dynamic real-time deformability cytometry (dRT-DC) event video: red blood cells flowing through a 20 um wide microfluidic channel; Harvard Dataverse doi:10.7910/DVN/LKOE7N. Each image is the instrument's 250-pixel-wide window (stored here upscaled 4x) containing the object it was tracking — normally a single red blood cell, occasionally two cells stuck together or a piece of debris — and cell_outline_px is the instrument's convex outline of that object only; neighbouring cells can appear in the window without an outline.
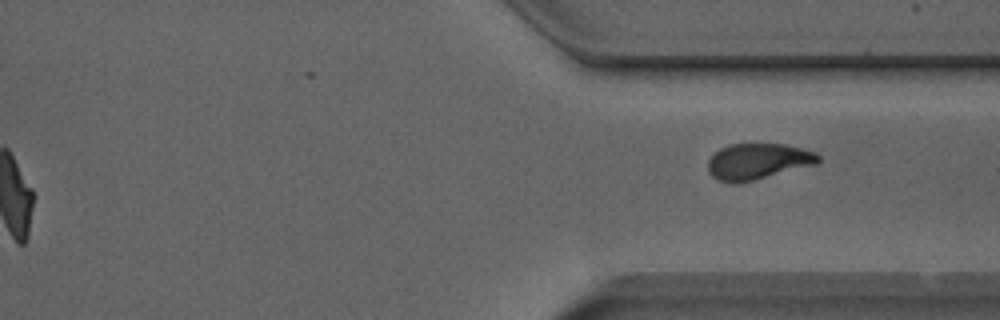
{"species": "Egyptian fruit bat (a non-hibernating species)", "species_latin": "Rousettus aegyptiacus", "temperature_condition": "room temperature", "stored_images_in_passage": 43, "segment_of_instrument_passage": [2, 2], "camera_frame_rate_fps": 3000, "um_per_image_px": 0.085, "animal": {"sex": "male"}, "frame": {"image": 1, "passage_image": 43, "time_ms": 14.0, "image_size_px": [1000, 320], "cell_outline_px": [[820, 160], [816, 164], [736, 184], [732, 184], [716, 180], [708, 172], [708, 160], [720, 148], [728, 144], [784, 144], [816, 152], [820, 156]], "centroid_in_image_um": [64.38, 13.72], "position_along_channel_um": 347.0, "area_um2": 23.06}}